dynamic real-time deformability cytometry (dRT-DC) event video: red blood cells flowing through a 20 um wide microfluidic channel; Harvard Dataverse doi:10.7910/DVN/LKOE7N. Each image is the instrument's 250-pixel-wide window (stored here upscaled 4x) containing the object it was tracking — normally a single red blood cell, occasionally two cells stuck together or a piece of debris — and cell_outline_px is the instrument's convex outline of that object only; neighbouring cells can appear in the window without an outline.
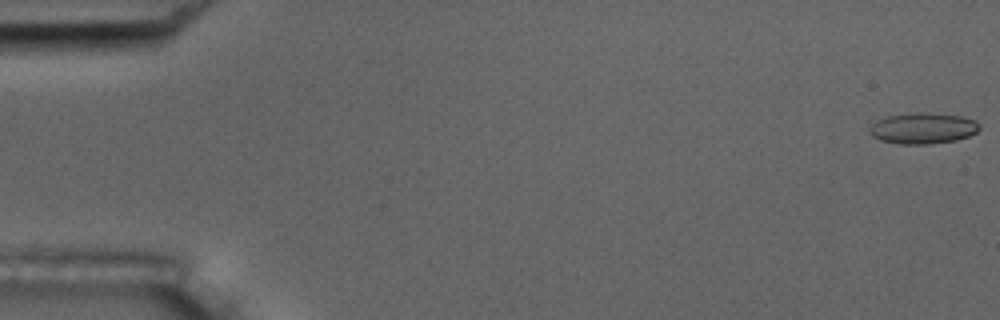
{"species": "common noctule bat (a hibernating species)", "species_latin": "Nyctalus noctula", "temperature_condition": "room temperature", "stored_images_in_passage": 6, "camera_frame_rate_fps": 3000, "um_per_image_px": 0.085, "animal": {"sex": "male", "body_mass_g": 17.5, "forearm_length_mm": 52.3}, "frame": {"image": 1, "passage_image": 1, "time_ms": 0.0, "image_size_px": [1000, 320], "cell_outline_px": [[980, 128], [976, 132], [968, 136], [956, 140], [928, 144], [900, 144], [880, 140], [872, 136], [868, 132], [868, 128], [876, 120], [888, 116], [916, 112], [960, 116], [976, 120], [980, 124]], "centroid_in_image_um": [78.43, 10.91], "position_along_channel_um": 6.6, "area_um2": 19.83}}